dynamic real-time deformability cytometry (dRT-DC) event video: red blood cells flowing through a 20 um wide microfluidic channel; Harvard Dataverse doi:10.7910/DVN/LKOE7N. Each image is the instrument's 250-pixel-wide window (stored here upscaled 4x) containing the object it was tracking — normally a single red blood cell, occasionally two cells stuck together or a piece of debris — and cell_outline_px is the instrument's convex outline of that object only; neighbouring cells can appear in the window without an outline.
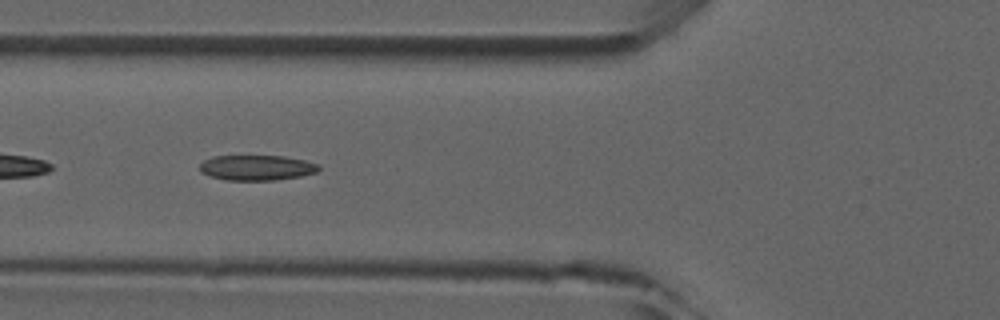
{"species": "common noctule bat (a hibernating species)", "species_latin": "Nyctalus noctula", "temperature_condition": "room temperature", "stored_images_in_passage": 6, "camera_frame_rate_fps": 3000, "um_per_image_px": 0.085, "animal": {"sex": "male", "forearm_length_mm": 52.5}, "frame": {"image": 1, "passage_image": 5, "time_ms": 4.667, "image_size_px": [1000, 320], "cell_outline_px": [[320, 168], [316, 172], [300, 176], [276, 180], [224, 180], [200, 172], [200, 164], [204, 160], [212, 156], [284, 156], [304, 160], [320, 164]], "centroid_in_image_um": [21.82, 14.25], "position_along_channel_um": 104.0, "area_um2": 17.51}}
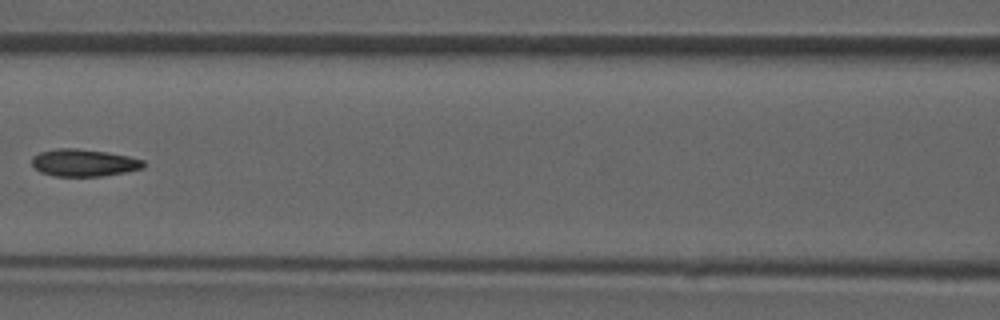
{"frame": {"image": 2, "passage_image": 6, "time_ms": 6.0, "image_size_px": [1000, 320], "cell_outline_px": [[144, 168], [124, 172], [100, 176], [56, 176], [40, 172], [32, 164], [32, 156], [40, 152], [56, 148], [76, 148], [108, 152], [128, 156], [144, 160]], "centroid_in_image_um": [7.12, 13.82], "position_along_channel_um": 159.5, "area_um2": 17.69}}